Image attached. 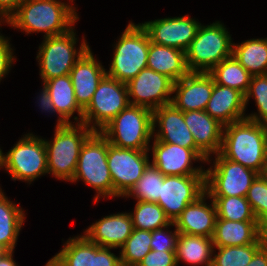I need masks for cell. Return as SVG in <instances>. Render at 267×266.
I'll return each instance as SVG.
<instances>
[{"mask_svg":"<svg viewBox=\"0 0 267 266\" xmlns=\"http://www.w3.org/2000/svg\"><path fill=\"white\" fill-rule=\"evenodd\" d=\"M9 40V38L5 37L0 32V81L12 70L11 67L16 59L13 53L14 49L11 47L12 44Z\"/></svg>","mask_w":267,"mask_h":266,"instance_id":"42","label":"cell"},{"mask_svg":"<svg viewBox=\"0 0 267 266\" xmlns=\"http://www.w3.org/2000/svg\"><path fill=\"white\" fill-rule=\"evenodd\" d=\"M213 163L205 170V189L209 196L246 197L252 182L259 175L253 169L214 154Z\"/></svg>","mask_w":267,"mask_h":266,"instance_id":"11","label":"cell"},{"mask_svg":"<svg viewBox=\"0 0 267 266\" xmlns=\"http://www.w3.org/2000/svg\"><path fill=\"white\" fill-rule=\"evenodd\" d=\"M207 199L211 200V204H207ZM216 220L215 203L205 192L195 202L188 204L173 223L179 233L212 238Z\"/></svg>","mask_w":267,"mask_h":266,"instance_id":"20","label":"cell"},{"mask_svg":"<svg viewBox=\"0 0 267 266\" xmlns=\"http://www.w3.org/2000/svg\"><path fill=\"white\" fill-rule=\"evenodd\" d=\"M94 131L84 123H67L55 127L52 139L44 140L47 171L56 179L71 182L76 171L81 147Z\"/></svg>","mask_w":267,"mask_h":266,"instance_id":"3","label":"cell"},{"mask_svg":"<svg viewBox=\"0 0 267 266\" xmlns=\"http://www.w3.org/2000/svg\"><path fill=\"white\" fill-rule=\"evenodd\" d=\"M224 23L215 21L201 25L186 51L190 72H210L217 64L232 55L233 41Z\"/></svg>","mask_w":267,"mask_h":266,"instance_id":"7","label":"cell"},{"mask_svg":"<svg viewBox=\"0 0 267 266\" xmlns=\"http://www.w3.org/2000/svg\"><path fill=\"white\" fill-rule=\"evenodd\" d=\"M174 81L150 68L142 69L127 83L130 105L154 111L172 102Z\"/></svg>","mask_w":267,"mask_h":266,"instance_id":"15","label":"cell"},{"mask_svg":"<svg viewBox=\"0 0 267 266\" xmlns=\"http://www.w3.org/2000/svg\"><path fill=\"white\" fill-rule=\"evenodd\" d=\"M153 139L184 148H199L184 122L183 111L177 109L172 103L160 106L153 111Z\"/></svg>","mask_w":267,"mask_h":266,"instance_id":"18","label":"cell"},{"mask_svg":"<svg viewBox=\"0 0 267 266\" xmlns=\"http://www.w3.org/2000/svg\"><path fill=\"white\" fill-rule=\"evenodd\" d=\"M129 213L133 227L138 230L153 231L171 223L157 203L137 201L133 212Z\"/></svg>","mask_w":267,"mask_h":266,"instance_id":"32","label":"cell"},{"mask_svg":"<svg viewBox=\"0 0 267 266\" xmlns=\"http://www.w3.org/2000/svg\"><path fill=\"white\" fill-rule=\"evenodd\" d=\"M248 266H267V249L261 247L253 256Z\"/></svg>","mask_w":267,"mask_h":266,"instance_id":"45","label":"cell"},{"mask_svg":"<svg viewBox=\"0 0 267 266\" xmlns=\"http://www.w3.org/2000/svg\"><path fill=\"white\" fill-rule=\"evenodd\" d=\"M70 1L72 3L74 0ZM70 3L60 0H25L5 23L27 35L43 32V39L62 35L73 29L79 20L77 8L74 3Z\"/></svg>","mask_w":267,"mask_h":266,"instance_id":"1","label":"cell"},{"mask_svg":"<svg viewBox=\"0 0 267 266\" xmlns=\"http://www.w3.org/2000/svg\"><path fill=\"white\" fill-rule=\"evenodd\" d=\"M129 105L127 84L105 75L83 110L82 123L93 131H100Z\"/></svg>","mask_w":267,"mask_h":266,"instance_id":"10","label":"cell"},{"mask_svg":"<svg viewBox=\"0 0 267 266\" xmlns=\"http://www.w3.org/2000/svg\"><path fill=\"white\" fill-rule=\"evenodd\" d=\"M259 240L262 247L267 249V216L259 222Z\"/></svg>","mask_w":267,"mask_h":266,"instance_id":"46","label":"cell"},{"mask_svg":"<svg viewBox=\"0 0 267 266\" xmlns=\"http://www.w3.org/2000/svg\"><path fill=\"white\" fill-rule=\"evenodd\" d=\"M150 38L141 23L129 22L113 47V58L106 75L128 83L147 68Z\"/></svg>","mask_w":267,"mask_h":266,"instance_id":"6","label":"cell"},{"mask_svg":"<svg viewBox=\"0 0 267 266\" xmlns=\"http://www.w3.org/2000/svg\"><path fill=\"white\" fill-rule=\"evenodd\" d=\"M1 154H2V149L0 148V169H1Z\"/></svg>","mask_w":267,"mask_h":266,"instance_id":"50","label":"cell"},{"mask_svg":"<svg viewBox=\"0 0 267 266\" xmlns=\"http://www.w3.org/2000/svg\"><path fill=\"white\" fill-rule=\"evenodd\" d=\"M24 1L25 0H0V24L4 25L8 18Z\"/></svg>","mask_w":267,"mask_h":266,"instance_id":"43","label":"cell"},{"mask_svg":"<svg viewBox=\"0 0 267 266\" xmlns=\"http://www.w3.org/2000/svg\"><path fill=\"white\" fill-rule=\"evenodd\" d=\"M99 132L113 146L149 150L153 140V111L129 105Z\"/></svg>","mask_w":267,"mask_h":266,"instance_id":"5","label":"cell"},{"mask_svg":"<svg viewBox=\"0 0 267 266\" xmlns=\"http://www.w3.org/2000/svg\"><path fill=\"white\" fill-rule=\"evenodd\" d=\"M216 206L217 219L257 221L246 197L210 196Z\"/></svg>","mask_w":267,"mask_h":266,"instance_id":"33","label":"cell"},{"mask_svg":"<svg viewBox=\"0 0 267 266\" xmlns=\"http://www.w3.org/2000/svg\"><path fill=\"white\" fill-rule=\"evenodd\" d=\"M102 63L89 48L69 73L78 105L84 110L90 103L100 81L106 75Z\"/></svg>","mask_w":267,"mask_h":266,"instance_id":"19","label":"cell"},{"mask_svg":"<svg viewBox=\"0 0 267 266\" xmlns=\"http://www.w3.org/2000/svg\"><path fill=\"white\" fill-rule=\"evenodd\" d=\"M151 231L135 229L120 248L122 266H137L151 251Z\"/></svg>","mask_w":267,"mask_h":266,"instance_id":"35","label":"cell"},{"mask_svg":"<svg viewBox=\"0 0 267 266\" xmlns=\"http://www.w3.org/2000/svg\"><path fill=\"white\" fill-rule=\"evenodd\" d=\"M49 92L56 113L59 115L55 127H62L67 123H82L83 109L78 105L70 75L52 78L43 82ZM77 112L78 116H72ZM79 117V118H78Z\"/></svg>","mask_w":267,"mask_h":266,"instance_id":"24","label":"cell"},{"mask_svg":"<svg viewBox=\"0 0 267 266\" xmlns=\"http://www.w3.org/2000/svg\"><path fill=\"white\" fill-rule=\"evenodd\" d=\"M147 68L168 76L174 82L190 73L186 62V52L152 42L148 50Z\"/></svg>","mask_w":267,"mask_h":266,"instance_id":"26","label":"cell"},{"mask_svg":"<svg viewBox=\"0 0 267 266\" xmlns=\"http://www.w3.org/2000/svg\"><path fill=\"white\" fill-rule=\"evenodd\" d=\"M9 252L8 249H6L4 246L0 245V260L2 259L3 256H5Z\"/></svg>","mask_w":267,"mask_h":266,"instance_id":"49","label":"cell"},{"mask_svg":"<svg viewBox=\"0 0 267 266\" xmlns=\"http://www.w3.org/2000/svg\"><path fill=\"white\" fill-rule=\"evenodd\" d=\"M111 249L92 242V266H122L120 254L116 256Z\"/></svg>","mask_w":267,"mask_h":266,"instance_id":"40","label":"cell"},{"mask_svg":"<svg viewBox=\"0 0 267 266\" xmlns=\"http://www.w3.org/2000/svg\"><path fill=\"white\" fill-rule=\"evenodd\" d=\"M108 141L99 132L94 131L83 143L76 171L71 183L83 181L96 192L94 203L100 198H113V181L107 164Z\"/></svg>","mask_w":267,"mask_h":266,"instance_id":"4","label":"cell"},{"mask_svg":"<svg viewBox=\"0 0 267 266\" xmlns=\"http://www.w3.org/2000/svg\"><path fill=\"white\" fill-rule=\"evenodd\" d=\"M14 251H9L5 256L0 260V266H19L16 261L13 259Z\"/></svg>","mask_w":267,"mask_h":266,"instance_id":"47","label":"cell"},{"mask_svg":"<svg viewBox=\"0 0 267 266\" xmlns=\"http://www.w3.org/2000/svg\"><path fill=\"white\" fill-rule=\"evenodd\" d=\"M214 247L261 244L258 221L217 219L212 236Z\"/></svg>","mask_w":267,"mask_h":266,"instance_id":"25","label":"cell"},{"mask_svg":"<svg viewBox=\"0 0 267 266\" xmlns=\"http://www.w3.org/2000/svg\"><path fill=\"white\" fill-rule=\"evenodd\" d=\"M183 115L195 144L209 157L207 163L211 164L212 154L220 153L224 125L205 110L186 111Z\"/></svg>","mask_w":267,"mask_h":266,"instance_id":"22","label":"cell"},{"mask_svg":"<svg viewBox=\"0 0 267 266\" xmlns=\"http://www.w3.org/2000/svg\"><path fill=\"white\" fill-rule=\"evenodd\" d=\"M149 150L119 148L108 142L107 164L114 197H125L150 164Z\"/></svg>","mask_w":267,"mask_h":266,"instance_id":"12","label":"cell"},{"mask_svg":"<svg viewBox=\"0 0 267 266\" xmlns=\"http://www.w3.org/2000/svg\"><path fill=\"white\" fill-rule=\"evenodd\" d=\"M164 177L165 175L150 163L142 177L124 198L133 197L136 201L157 203Z\"/></svg>","mask_w":267,"mask_h":266,"instance_id":"34","label":"cell"},{"mask_svg":"<svg viewBox=\"0 0 267 266\" xmlns=\"http://www.w3.org/2000/svg\"><path fill=\"white\" fill-rule=\"evenodd\" d=\"M232 54L252 76L267 74V38L233 42Z\"/></svg>","mask_w":267,"mask_h":266,"instance_id":"29","label":"cell"},{"mask_svg":"<svg viewBox=\"0 0 267 266\" xmlns=\"http://www.w3.org/2000/svg\"><path fill=\"white\" fill-rule=\"evenodd\" d=\"M45 266H61L53 257L48 260Z\"/></svg>","mask_w":267,"mask_h":266,"instance_id":"48","label":"cell"},{"mask_svg":"<svg viewBox=\"0 0 267 266\" xmlns=\"http://www.w3.org/2000/svg\"><path fill=\"white\" fill-rule=\"evenodd\" d=\"M200 25V22L189 15L155 19L141 24L148 33L150 42L184 52L195 38Z\"/></svg>","mask_w":267,"mask_h":266,"instance_id":"16","label":"cell"},{"mask_svg":"<svg viewBox=\"0 0 267 266\" xmlns=\"http://www.w3.org/2000/svg\"><path fill=\"white\" fill-rule=\"evenodd\" d=\"M152 162L163 175H205L204 167H193V162L206 163L209 157L200 148H184L172 143L152 141ZM193 161V162H192Z\"/></svg>","mask_w":267,"mask_h":266,"instance_id":"13","label":"cell"},{"mask_svg":"<svg viewBox=\"0 0 267 266\" xmlns=\"http://www.w3.org/2000/svg\"><path fill=\"white\" fill-rule=\"evenodd\" d=\"M133 230L130 213L118 212L96 220L83 233L101 247L120 250Z\"/></svg>","mask_w":267,"mask_h":266,"instance_id":"21","label":"cell"},{"mask_svg":"<svg viewBox=\"0 0 267 266\" xmlns=\"http://www.w3.org/2000/svg\"><path fill=\"white\" fill-rule=\"evenodd\" d=\"M264 176L267 178V166H266L265 171H264Z\"/></svg>","mask_w":267,"mask_h":266,"instance_id":"51","label":"cell"},{"mask_svg":"<svg viewBox=\"0 0 267 266\" xmlns=\"http://www.w3.org/2000/svg\"><path fill=\"white\" fill-rule=\"evenodd\" d=\"M25 212L9 200L0 187V245L14 251L19 233L25 222Z\"/></svg>","mask_w":267,"mask_h":266,"instance_id":"28","label":"cell"},{"mask_svg":"<svg viewBox=\"0 0 267 266\" xmlns=\"http://www.w3.org/2000/svg\"><path fill=\"white\" fill-rule=\"evenodd\" d=\"M209 73L215 83L236 89L244 95L252 77L233 54L217 64Z\"/></svg>","mask_w":267,"mask_h":266,"instance_id":"30","label":"cell"},{"mask_svg":"<svg viewBox=\"0 0 267 266\" xmlns=\"http://www.w3.org/2000/svg\"><path fill=\"white\" fill-rule=\"evenodd\" d=\"M53 256L61 266H92V241L85 235L70 237Z\"/></svg>","mask_w":267,"mask_h":266,"instance_id":"31","label":"cell"},{"mask_svg":"<svg viewBox=\"0 0 267 266\" xmlns=\"http://www.w3.org/2000/svg\"><path fill=\"white\" fill-rule=\"evenodd\" d=\"M42 87L43 88L40 91L41 92L40 95L37 96L38 98L37 102L39 104L38 106L42 109L41 111H44L46 113L49 112V114L55 113L57 116L58 114L56 113L55 107L52 103L51 97L49 96L47 88L44 86V84Z\"/></svg>","mask_w":267,"mask_h":266,"instance_id":"44","label":"cell"},{"mask_svg":"<svg viewBox=\"0 0 267 266\" xmlns=\"http://www.w3.org/2000/svg\"><path fill=\"white\" fill-rule=\"evenodd\" d=\"M246 199L258 222L267 216V178L259 174L248 189Z\"/></svg>","mask_w":267,"mask_h":266,"instance_id":"38","label":"cell"},{"mask_svg":"<svg viewBox=\"0 0 267 266\" xmlns=\"http://www.w3.org/2000/svg\"><path fill=\"white\" fill-rule=\"evenodd\" d=\"M213 92V77L209 72H190L174 82L172 104L179 110H205Z\"/></svg>","mask_w":267,"mask_h":266,"instance_id":"17","label":"cell"},{"mask_svg":"<svg viewBox=\"0 0 267 266\" xmlns=\"http://www.w3.org/2000/svg\"><path fill=\"white\" fill-rule=\"evenodd\" d=\"M137 266H177L175 251L151 250Z\"/></svg>","mask_w":267,"mask_h":266,"instance_id":"41","label":"cell"},{"mask_svg":"<svg viewBox=\"0 0 267 266\" xmlns=\"http://www.w3.org/2000/svg\"><path fill=\"white\" fill-rule=\"evenodd\" d=\"M220 154L264 174L267 166V125L247 118L224 125Z\"/></svg>","mask_w":267,"mask_h":266,"instance_id":"2","label":"cell"},{"mask_svg":"<svg viewBox=\"0 0 267 266\" xmlns=\"http://www.w3.org/2000/svg\"><path fill=\"white\" fill-rule=\"evenodd\" d=\"M261 247V244L214 247L212 266H248Z\"/></svg>","mask_w":267,"mask_h":266,"instance_id":"36","label":"cell"},{"mask_svg":"<svg viewBox=\"0 0 267 266\" xmlns=\"http://www.w3.org/2000/svg\"><path fill=\"white\" fill-rule=\"evenodd\" d=\"M174 226L171 222L169 225L151 231V250L155 251H176L177 238L179 231L175 227L174 231L168 230V227Z\"/></svg>","mask_w":267,"mask_h":266,"instance_id":"39","label":"cell"},{"mask_svg":"<svg viewBox=\"0 0 267 266\" xmlns=\"http://www.w3.org/2000/svg\"><path fill=\"white\" fill-rule=\"evenodd\" d=\"M205 192V175H168L161 184L157 204L174 222L188 204L195 202Z\"/></svg>","mask_w":267,"mask_h":266,"instance_id":"14","label":"cell"},{"mask_svg":"<svg viewBox=\"0 0 267 266\" xmlns=\"http://www.w3.org/2000/svg\"><path fill=\"white\" fill-rule=\"evenodd\" d=\"M82 39L78 50L75 27L65 34L44 38L36 56L42 82L71 72L75 63L91 48L85 36Z\"/></svg>","mask_w":267,"mask_h":266,"instance_id":"8","label":"cell"},{"mask_svg":"<svg viewBox=\"0 0 267 266\" xmlns=\"http://www.w3.org/2000/svg\"><path fill=\"white\" fill-rule=\"evenodd\" d=\"M246 108L242 92L219 85L213 79V92L205 109L212 118L223 125L231 124L246 118Z\"/></svg>","mask_w":267,"mask_h":266,"instance_id":"23","label":"cell"},{"mask_svg":"<svg viewBox=\"0 0 267 266\" xmlns=\"http://www.w3.org/2000/svg\"><path fill=\"white\" fill-rule=\"evenodd\" d=\"M252 97L258 113L246 114V118L267 125V74L251 77L249 88L245 94V105H248Z\"/></svg>","mask_w":267,"mask_h":266,"instance_id":"37","label":"cell"},{"mask_svg":"<svg viewBox=\"0 0 267 266\" xmlns=\"http://www.w3.org/2000/svg\"><path fill=\"white\" fill-rule=\"evenodd\" d=\"M1 168L13 181L31 184L41 175L48 174L44 140L33 133L24 134L7 153L1 154Z\"/></svg>","mask_w":267,"mask_h":266,"instance_id":"9","label":"cell"},{"mask_svg":"<svg viewBox=\"0 0 267 266\" xmlns=\"http://www.w3.org/2000/svg\"><path fill=\"white\" fill-rule=\"evenodd\" d=\"M214 244L212 238L179 233L176 243V262L192 266H212Z\"/></svg>","mask_w":267,"mask_h":266,"instance_id":"27","label":"cell"}]
</instances>
